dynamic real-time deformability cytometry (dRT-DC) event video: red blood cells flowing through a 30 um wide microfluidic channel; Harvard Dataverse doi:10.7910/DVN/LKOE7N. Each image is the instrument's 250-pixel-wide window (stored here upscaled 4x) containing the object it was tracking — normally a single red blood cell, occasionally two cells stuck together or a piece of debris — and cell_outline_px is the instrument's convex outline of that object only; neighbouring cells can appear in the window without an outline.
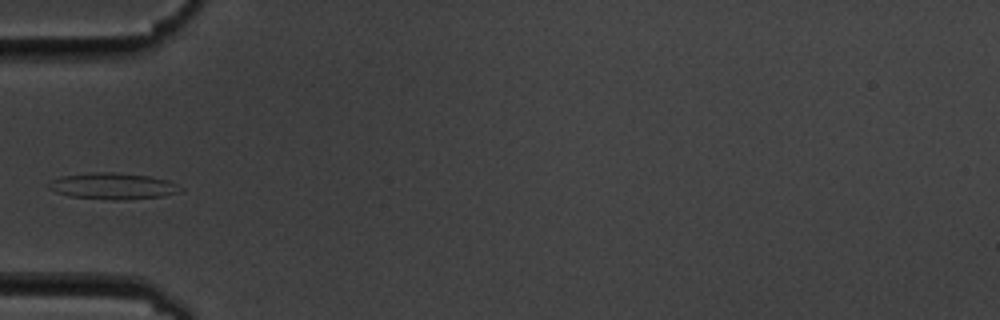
{"species": "common noctule bat (a hibernating species)", "species_latin": "Nyctalus noctula", "temperature_condition": "cold", "stored_images_in_passage": 14, "camera_frame_rate_fps": 3000, "um_per_image_px": 0.085, "animal": {"sex": "male", "body_mass_g": 19.5, "forearm_length_mm": 54.6}, "frame": {"image": 1, "passage_image": 5, "time_ms": 5.333, "image_size_px": [1000, 320], "cell_outline_px": [[184, 188], [180, 192], [164, 196], [120, 200], [112, 200], [68, 196], [56, 192], [48, 188], [52, 180], [60, 176], [92, 172], [112, 172], [152, 176], [168, 180]], "centroid_in_image_um": [9.62, 15.81], "position_along_channel_um": 75.4, "area_um2": 20.35}}
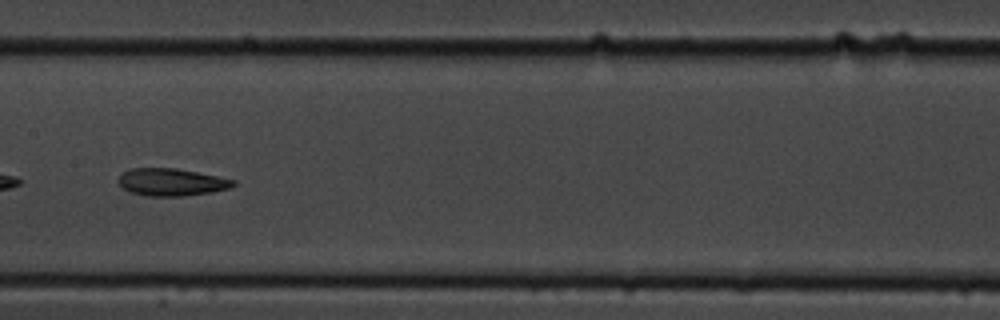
{"frame": {"image": 2, "passage_image": 8, "time_ms": 8.667, "image_size_px": [1000, 320], "cell_outline_px": [[236, 184], [228, 188], [212, 192], [184, 196], [148, 196], [132, 192], [124, 188], [116, 180], [120, 172], [128, 168], [176, 168], [236, 180]], "centroid_in_image_um": [14.53, 15.47], "position_along_channel_um": 192.9, "area_um2": 18.38}}
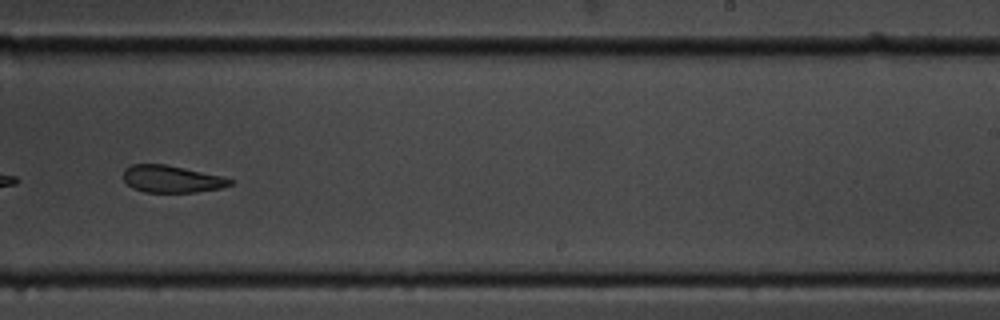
{"frame": {"image": 3, "passage_image": 10, "time_ms": 11.0, "image_size_px": [1000, 320], "cell_outline_px": [[236, 180], [232, 184], [220, 188], [196, 192], [144, 192], [132, 188], [124, 180], [124, 168], [132, 164], [164, 164], [224, 176]], "centroid_in_image_um": [14.62, 15.21], "position_along_channel_um": 274.4, "area_um2": 16.94}, "authors_computed_cell_mechanics": {"area_um2": 19.5653, "velocity_mm_per_s": 3.5261, "shape_relaxation_time_tau1_ms": 8.507, "shape_relaxation_time_tau2_ms": 5.8307, "deformation_change_tau1": 0.1593, "deformation_change_tau2": 0.1479}}